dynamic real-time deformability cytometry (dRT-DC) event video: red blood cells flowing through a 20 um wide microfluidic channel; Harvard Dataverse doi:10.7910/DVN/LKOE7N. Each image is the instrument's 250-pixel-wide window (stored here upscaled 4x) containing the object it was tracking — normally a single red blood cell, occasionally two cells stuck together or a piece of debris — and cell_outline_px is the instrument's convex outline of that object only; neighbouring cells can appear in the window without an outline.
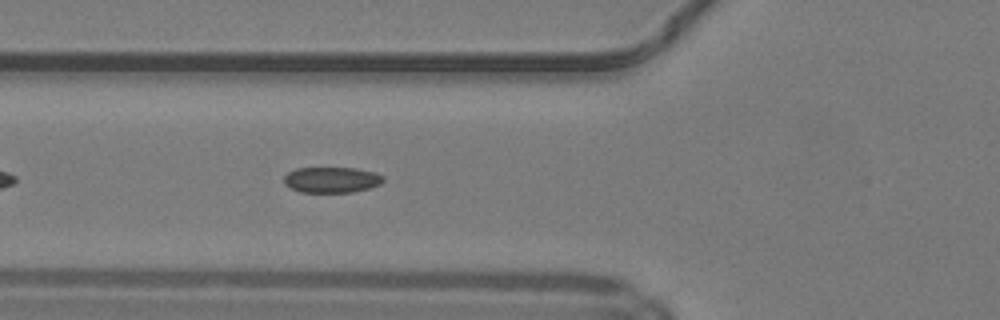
{"species": "common noctule bat (a hibernating species)", "species_latin": "Nyctalus noctula", "temperature_condition": "warm", "stored_images_in_passage": 37, "camera_frame_rate_fps": 3000, "um_per_image_px": 0.085, "animal": {"sex": "male", "body_mass_g": 19.2, "forearm_length_mm": 51.8}, "frame": {"image": 1, "passage_image": 6, "time_ms": 1.667, "image_size_px": [1000, 320], "cell_outline_px": [[384, 180], [380, 184], [368, 188], [352, 192], [300, 192], [284, 184], [284, 176], [288, 172], [296, 168], [356, 168], [376, 172], [384, 176]], "centroid_in_image_um": [28.2, 15.27], "position_along_channel_um": 97.6, "area_um2": 14.91}}
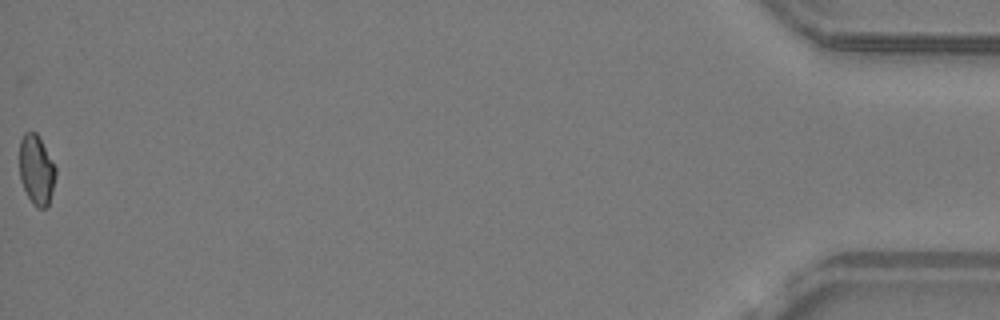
{"frame": {"image": 2, "passage_image": 37, "time_ms": 12.0, "image_size_px": [1000, 320], "cell_outline_px": [[56, 176], [48, 208], [36, 208], [32, 204], [20, 180], [20, 140], [24, 132], [36, 132], [56, 168]], "centroid_in_image_um": [3.1, 14.48], "position_along_channel_um": 432.1, "area_um2": 14.68}, "authors_computed_cell_mechanics": {"area_um2": 15.4326, "velocity_mm_per_s": 4.2244, "shape_relaxation_time_tau1_ms": 5.8888, "shape_relaxation_time_tau2_ms": 2.3162, "deformation_change_tau1": 0.118, "deformation_change_tau2": 0.0616}}